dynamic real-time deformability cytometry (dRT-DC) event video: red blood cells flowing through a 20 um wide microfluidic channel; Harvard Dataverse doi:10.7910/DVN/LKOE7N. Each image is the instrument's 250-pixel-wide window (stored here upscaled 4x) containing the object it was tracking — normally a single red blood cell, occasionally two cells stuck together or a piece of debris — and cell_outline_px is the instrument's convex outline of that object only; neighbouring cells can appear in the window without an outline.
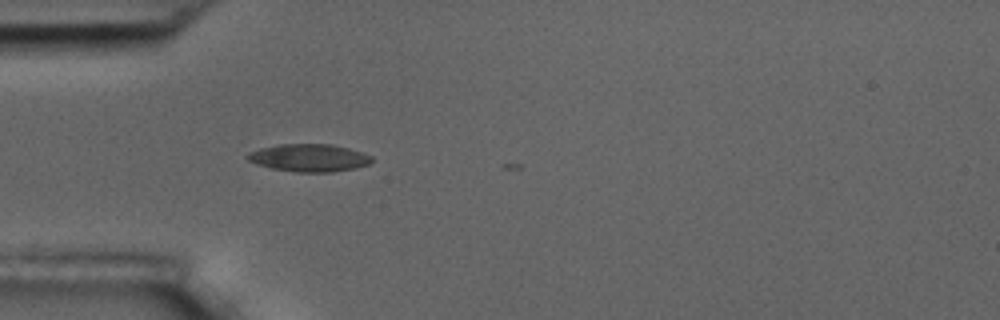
{"species": "common noctule bat (a hibernating species)", "species_latin": "Nyctalus noctula", "temperature_condition": "room temperature", "stored_images_in_passage": 3, "camera_frame_rate_fps": 3000, "um_per_image_px": 0.085, "animal": {"sex": "male", "body_mass_g": 17.5, "forearm_length_mm": 52.3}, "frame": {"image": 1, "passage_image": 1, "time_ms": 0.0, "image_size_px": [1000, 320], "cell_outline_px": [[372, 160], [368, 164], [356, 168], [332, 172], [296, 172], [272, 168], [256, 164], [248, 160], [244, 156], [248, 152], [260, 148], [280, 144], [332, 144], [348, 148], [372, 156]], "centroid_in_image_um": [26.24, 13.41], "position_along_channel_um": 58.8, "area_um2": 20.0}}